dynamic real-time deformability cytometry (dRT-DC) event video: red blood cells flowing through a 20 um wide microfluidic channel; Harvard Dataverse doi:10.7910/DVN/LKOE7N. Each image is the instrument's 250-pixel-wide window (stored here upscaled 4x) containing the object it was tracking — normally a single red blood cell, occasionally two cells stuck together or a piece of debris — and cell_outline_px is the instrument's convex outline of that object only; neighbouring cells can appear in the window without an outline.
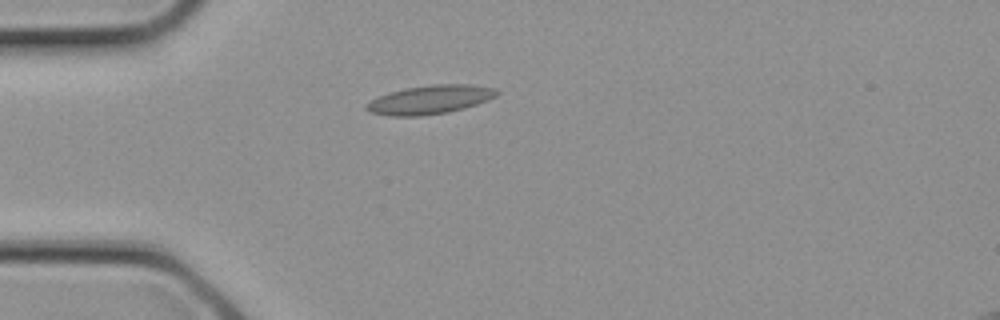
{"species": "common noctule bat (a hibernating species)", "species_latin": "Nyctalus noctula", "temperature_condition": "cold", "stored_images_in_passage": 7, "camera_frame_rate_fps": 3000, "um_per_image_px": 0.085, "animal": {"sex": "female", "body_mass_g": 21.9}, "frame": {"image": 1, "passage_image": 1, "time_ms": 0.0, "image_size_px": [1000, 320], "cell_outline_px": [[500, 92], [496, 96], [488, 100], [464, 108], [448, 112], [420, 116], [388, 116], [368, 112], [364, 108], [364, 104], [388, 92], [408, 88], [432, 84], [468, 84], [496, 88]], "centroid_in_image_um": [36.53, 8.47], "position_along_channel_um": 48.5, "area_um2": 21.91}}
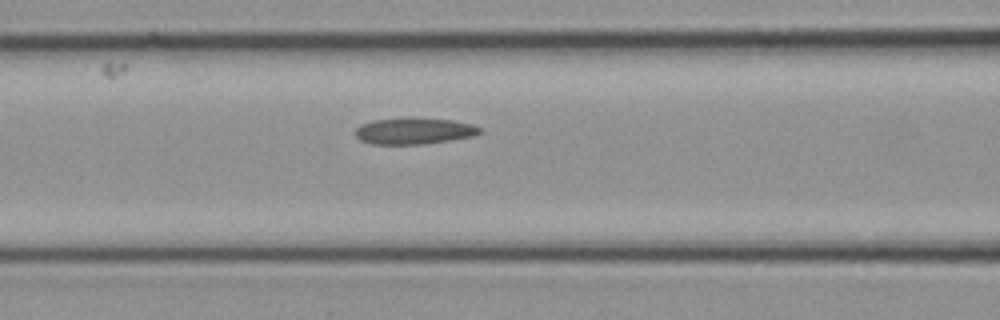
{"frame": {"image": 2, "passage_image": 5, "time_ms": 1.333, "image_size_px": [1000, 320], "cell_outline_px": [[484, 132], [472, 136], [424, 144], [372, 144], [360, 140], [356, 136], [356, 128], [360, 124], [372, 120], [452, 120], [472, 124], [484, 128]], "centroid_in_image_um": [35.22, 11.17], "position_along_channel_um": 131.4, "area_um2": 18.44}}
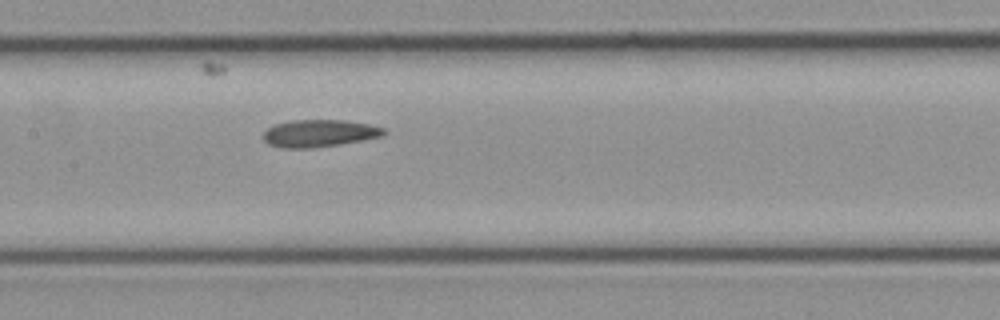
{"frame": {"image": 3, "passage_image": 7, "time_ms": 2.0, "image_size_px": [1000, 320], "cell_outline_px": [[388, 132], [384, 136], [364, 140], [340, 144], [312, 148], [280, 148], [268, 144], [264, 140], [264, 132], [272, 124], [292, 120], [344, 120], [368, 124], [384, 128]], "centroid_in_image_um": [27.14, 11.33], "position_along_channel_um": 180.3, "area_um2": 19.36}}